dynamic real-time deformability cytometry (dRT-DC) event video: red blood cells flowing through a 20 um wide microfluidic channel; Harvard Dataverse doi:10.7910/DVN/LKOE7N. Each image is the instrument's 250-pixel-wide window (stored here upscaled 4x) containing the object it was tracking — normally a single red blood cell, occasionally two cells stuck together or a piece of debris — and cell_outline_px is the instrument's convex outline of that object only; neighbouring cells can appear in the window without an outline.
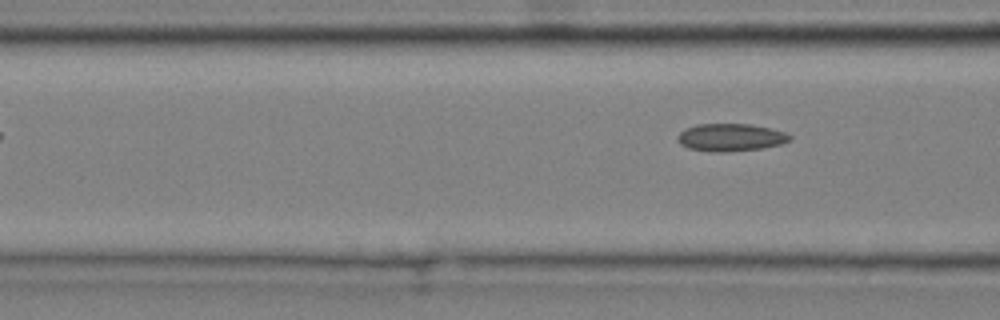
{"species": "common noctule bat (a hibernating species)", "species_latin": "Nyctalus noctula", "temperature_condition": "cold", "stored_images_in_passage": 6, "camera_frame_rate_fps": 3000, "um_per_image_px": 0.085, "animal": {"sex": "male", "body_mass_g": 20.4}, "frame": {"image": 1, "passage_image": 6, "time_ms": 1.667, "image_size_px": [1000, 320], "cell_outline_px": [[792, 140], [780, 144], [764, 148], [724, 152], [712, 152], [688, 148], [680, 144], [676, 140], [676, 136], [684, 128], [696, 124], [752, 124], [772, 128], [784, 132], [792, 136]], "centroid_in_image_um": [62.09, 11.67], "position_along_channel_um": 104.5, "area_um2": 18.32}}